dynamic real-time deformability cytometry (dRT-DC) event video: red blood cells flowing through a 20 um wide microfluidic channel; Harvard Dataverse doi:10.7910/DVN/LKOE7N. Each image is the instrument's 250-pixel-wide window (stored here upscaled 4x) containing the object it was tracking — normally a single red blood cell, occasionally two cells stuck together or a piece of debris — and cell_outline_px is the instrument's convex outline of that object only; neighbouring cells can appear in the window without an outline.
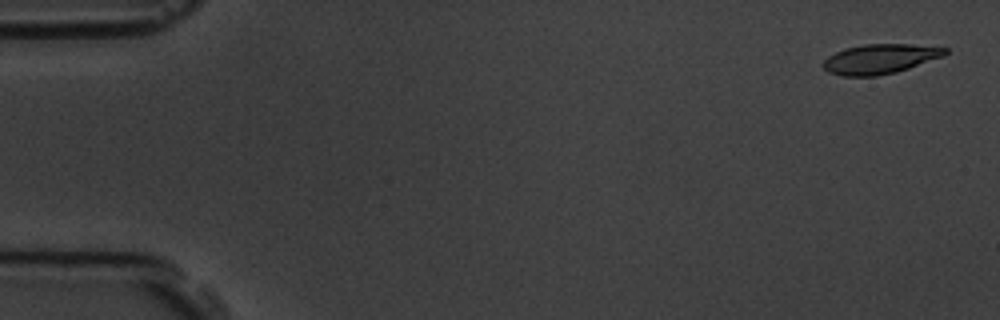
{"species": "common noctule bat (a hibernating species)", "species_latin": "Nyctalus noctula", "temperature_condition": "room temperature", "stored_images_in_passage": 6, "camera_frame_rate_fps": 3000, "um_per_image_px": 0.085, "animal": {"sex": "male", "body_mass_g": 19.5, "forearm_length_mm": 54.6}, "frame": {"image": 1, "passage_image": 1, "time_ms": 0.0, "image_size_px": [1000, 320], "cell_outline_px": [[948, 52], [944, 56], [896, 72], [876, 76], [840, 76], [828, 72], [820, 64], [828, 56], [844, 48], [864, 44], [908, 44], [948, 48]], "centroid_in_image_um": [74.76, 5.01], "position_along_channel_um": 10.2, "area_um2": 21.15}}
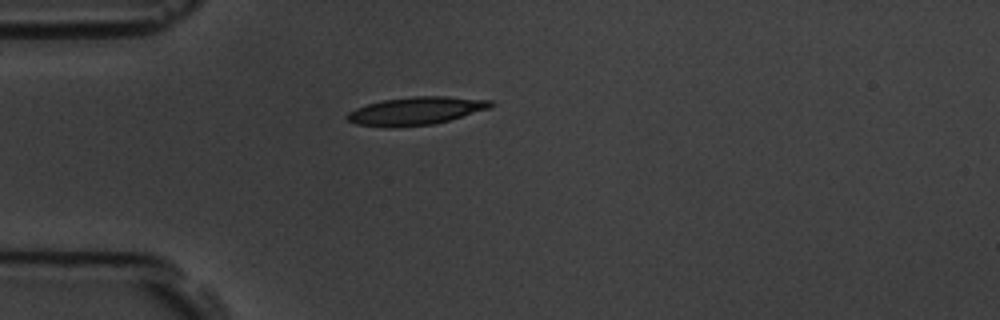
{"frame": {"image": 2, "passage_image": 4, "time_ms": 4.333, "image_size_px": [1000, 320], "cell_outline_px": [[496, 104], [488, 108], [448, 120], [432, 124], [392, 128], [356, 124], [348, 120], [344, 116], [348, 112], [356, 108], [368, 104], [384, 100], [412, 96], [444, 96], [492, 100]], "centroid_in_image_um": [35.32, 9.42], "position_along_channel_um": 49.7, "area_um2": 23.24}}
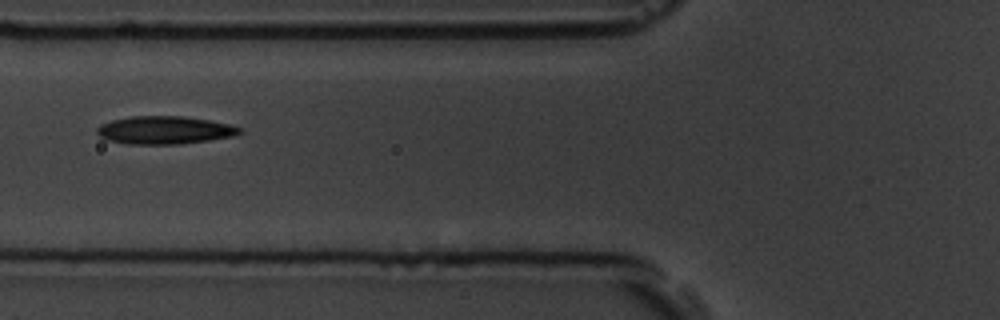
{"frame": {"image": 3, "passage_image": 6, "time_ms": 6.333, "image_size_px": [1000, 320], "cell_outline_px": [[244, 132], [232, 136], [208, 140], [180, 144], [128, 144], [104, 140], [96, 132], [96, 128], [100, 124], [112, 120], [132, 116], [184, 116], [232, 124], [244, 128]], "centroid_in_image_um": [14.0, 11.06], "position_along_channel_um": 111.8, "area_um2": 23.47}}